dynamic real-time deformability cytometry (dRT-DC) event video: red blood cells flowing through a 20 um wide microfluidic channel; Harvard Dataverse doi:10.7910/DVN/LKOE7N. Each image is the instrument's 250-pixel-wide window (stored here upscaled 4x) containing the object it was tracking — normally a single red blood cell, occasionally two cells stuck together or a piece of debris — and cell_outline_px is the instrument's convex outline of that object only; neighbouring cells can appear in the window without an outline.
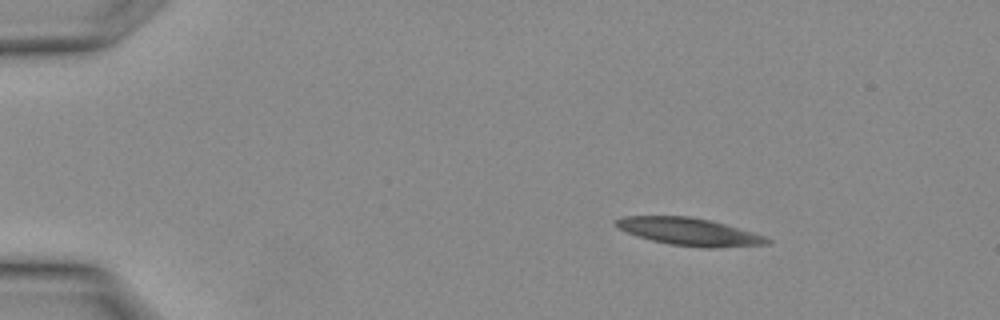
{"species": "Egyptian fruit bat (a non-hibernating species)", "species_latin": "Rousettus aegyptiacus", "temperature_condition": "warm", "stored_images_in_passage": 8, "camera_frame_rate_fps": 3000, "um_per_image_px": 0.085, "animal": {"sex": "female"}, "frame": {"image": 1, "passage_image": 1, "time_ms": 0.0, "image_size_px": [1000, 320], "cell_outline_px": [[772, 240], [768, 244], [708, 248], [668, 244], [652, 240], [628, 232], [612, 224], [612, 220], [620, 216], [688, 216], [712, 220], [764, 236]], "centroid_in_image_um": [58.54, 19.68], "position_along_channel_um": 26.5, "area_um2": 24.04}}
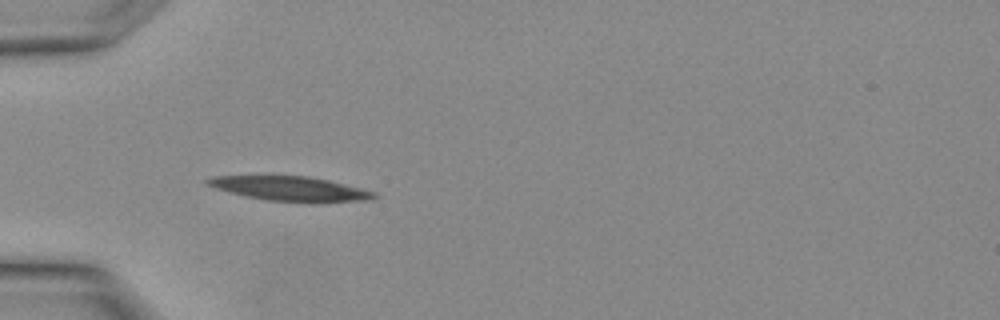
{"frame": {"image": 2, "passage_image": 6, "time_ms": 1.667, "image_size_px": [1000, 320], "cell_outline_px": [[376, 196], [368, 200], [268, 200], [248, 196], [216, 188], [208, 184], [204, 180], [212, 176], [308, 176], [328, 180], [376, 192]], "centroid_in_image_um": [24.61, 15.99], "position_along_channel_um": 60.4, "area_um2": 22.37}}
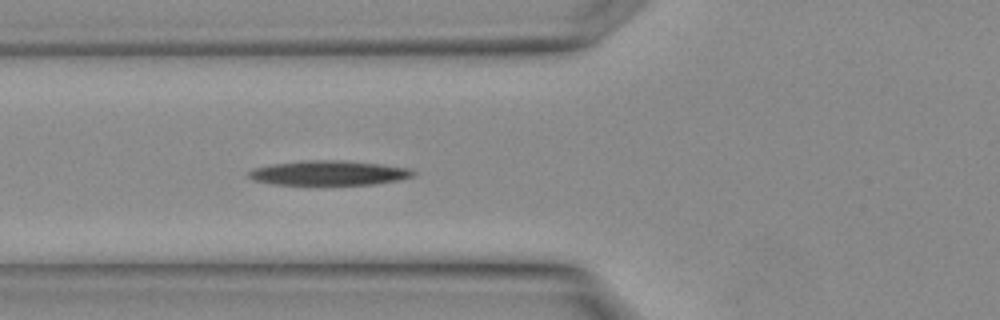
{"frame": {"image": 3, "passage_image": 8, "time_ms": 2.333, "image_size_px": [1000, 320], "cell_outline_px": [[416, 172], [412, 176], [396, 180], [372, 184], [272, 184], [252, 180], [248, 176], [248, 172], [252, 168], [268, 164], [300, 160], [348, 160], [412, 168]], "centroid_in_image_um": [27.89, 14.68], "position_along_channel_um": 97.9, "area_um2": 23.76}}